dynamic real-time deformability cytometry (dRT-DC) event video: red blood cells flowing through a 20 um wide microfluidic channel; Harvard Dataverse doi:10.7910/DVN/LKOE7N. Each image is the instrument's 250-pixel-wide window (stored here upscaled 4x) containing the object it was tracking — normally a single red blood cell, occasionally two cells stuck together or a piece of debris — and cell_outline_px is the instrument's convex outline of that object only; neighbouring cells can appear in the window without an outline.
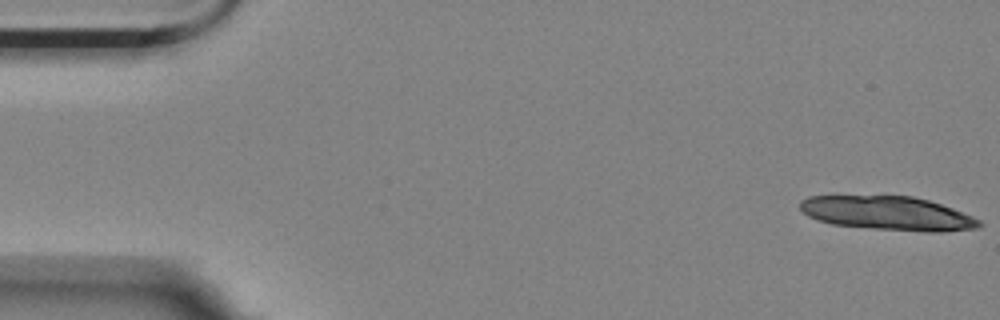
{"species": "Egyptian fruit bat (a non-hibernating species)", "species_latin": "Rousettus aegyptiacus", "temperature_condition": "room temperature", "stored_images_in_passage": 12, "camera_frame_rate_fps": 3000, "um_per_image_px": 0.085, "animal": {"sex": "female"}, "frame": {"image": 1, "passage_image": 1, "time_ms": 0.0, "image_size_px": [1000, 320], "cell_outline_px": [[984, 224], [980, 228], [940, 232], [928, 232], [872, 228], [832, 224], [808, 216], [800, 208], [800, 200], [808, 196], [912, 196], [928, 200], [952, 208], [972, 216], [980, 220]], "centroid_in_image_um": [75.5, 18.13], "position_along_channel_um": 9.5, "area_um2": 35.26}}
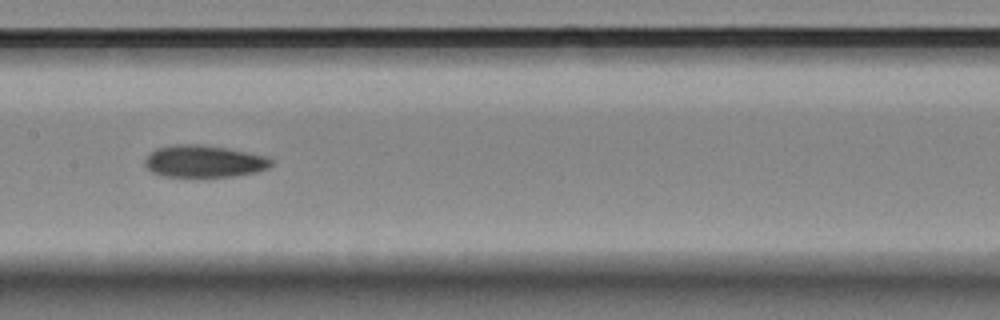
{"frame": {"image": 2, "passage_image": 8, "time_ms": 2.333, "image_size_px": [1000, 320], "cell_outline_px": [[272, 164], [268, 168], [256, 172], [232, 176], [204, 180], [200, 180], [160, 176], [152, 172], [144, 164], [144, 156], [148, 152], [156, 148], [176, 144], [200, 144], [224, 148], [264, 156], [272, 160]], "centroid_in_image_um": [17.23, 13.77], "position_along_channel_um": 190.2, "area_um2": 24.57}}
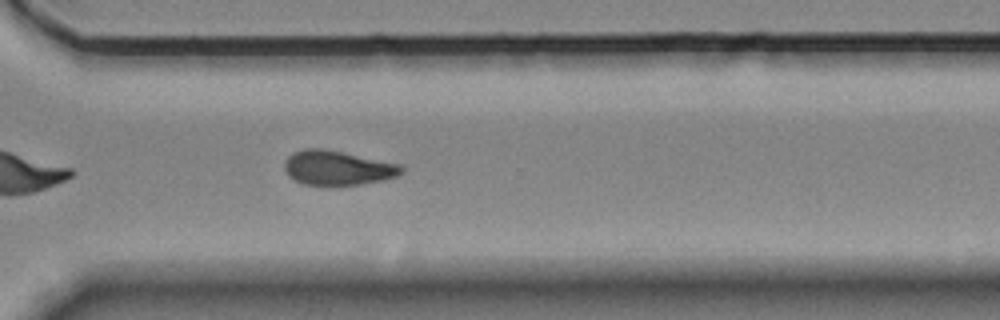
{"frame": {"image": 3, "passage_image": 12, "time_ms": 3.667, "image_size_px": [1000, 320], "cell_outline_px": [[404, 172], [396, 176], [380, 180], [360, 184], [304, 184], [288, 176], [284, 168], [284, 160], [292, 152], [304, 148], [320, 148], [400, 164], [404, 168]], "centroid_in_image_um": [28.65, 14.25], "position_along_channel_um": 341.9, "area_um2": 23.06}}